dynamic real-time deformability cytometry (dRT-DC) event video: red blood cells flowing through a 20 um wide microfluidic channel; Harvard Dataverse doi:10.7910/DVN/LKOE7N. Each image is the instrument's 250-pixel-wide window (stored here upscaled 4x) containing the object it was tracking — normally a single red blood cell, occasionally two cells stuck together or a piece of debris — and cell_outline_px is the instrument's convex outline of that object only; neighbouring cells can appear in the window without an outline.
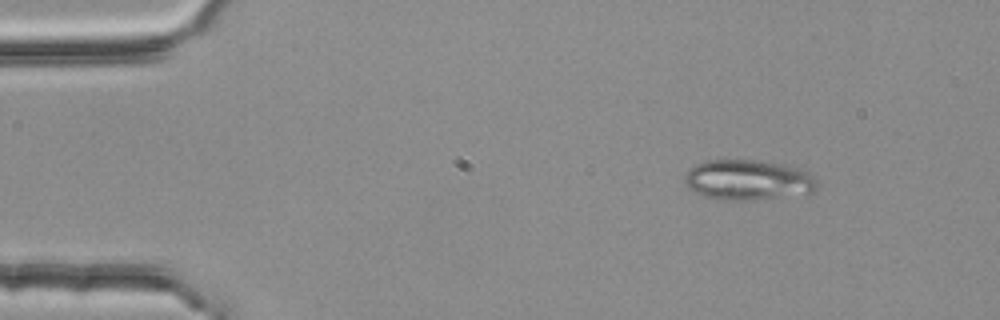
{"species": "common noctule bat (a hibernating species)", "species_latin": "Nyctalus noctula", "temperature_condition": "room temperature", "stored_images_in_passage": 49, "segment_of_instrument_passage": [1, 2], "camera_frame_rate_fps": 3000, "um_per_image_px": 0.085, "animal": {"sex": "female", "body_mass_g": 25.1}, "frame": {"image": 1, "passage_image": 1, "time_ms": 0.0, "image_size_px": [1000, 320], "cell_outline_px": [[820, 184], [812, 192], [748, 200], [724, 200], [704, 196], [688, 188], [684, 184], [684, 176], [688, 168], [696, 164], [708, 160], [756, 160], [784, 164], [796, 168], [812, 176]], "centroid_in_image_um": [63.51, 15.28], "position_along_channel_um": 21.5, "area_um2": 30.81}}
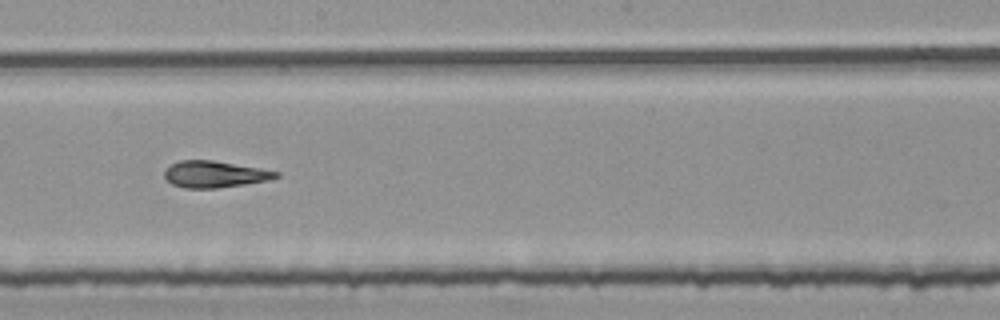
{"frame": {"image": 2, "passage_image": 24, "time_ms": 7.667, "image_size_px": [1000, 320], "cell_outline_px": [[280, 176], [268, 180], [244, 184], [216, 188], [184, 188], [172, 184], [164, 176], [164, 172], [172, 164], [180, 160], [212, 160], [260, 168], [280, 172]], "centroid_in_image_um": [18.25, 14.81], "position_along_channel_um": 229.9, "area_um2": 17.11}}
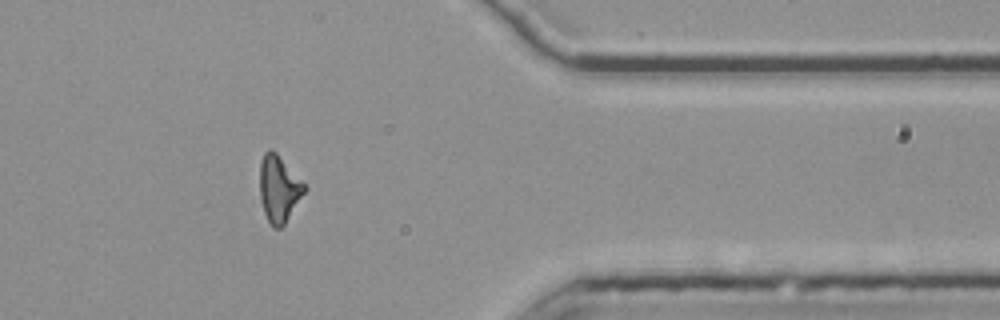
{"frame": {"image": 3, "passage_image": 38, "time_ms": 12.333, "image_size_px": [1000, 320], "cell_outline_px": [[308, 188], [284, 224], [280, 228], [272, 228], [264, 212], [260, 196], [260, 160], [264, 152], [268, 148], [272, 148], [276, 152]], "centroid_in_image_um": [23.69, 16.02], "position_along_channel_um": 387.7, "area_um2": 17.28}}